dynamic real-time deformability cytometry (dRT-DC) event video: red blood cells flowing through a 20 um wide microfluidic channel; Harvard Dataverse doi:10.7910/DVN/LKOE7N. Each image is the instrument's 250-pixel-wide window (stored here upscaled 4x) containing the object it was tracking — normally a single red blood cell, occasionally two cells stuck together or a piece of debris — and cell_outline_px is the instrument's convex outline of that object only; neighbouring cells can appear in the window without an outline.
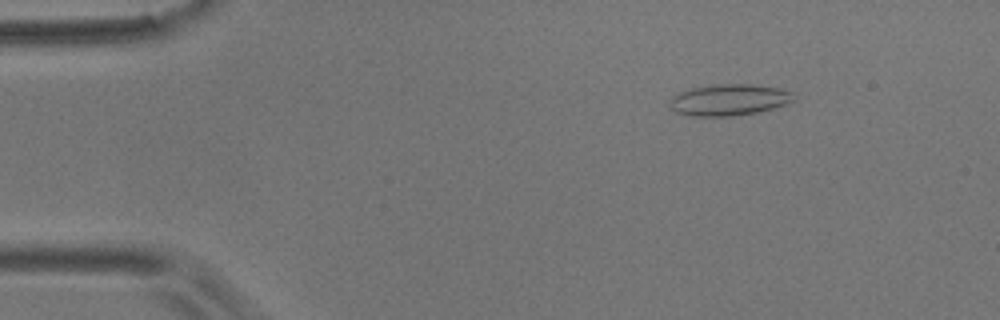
{"species": "common noctule bat (a hibernating species)", "species_latin": "Nyctalus noctula", "temperature_condition": "room temperature", "stored_images_in_passage": 4, "camera_frame_rate_fps": 3000, "um_per_image_px": 0.085, "animal": {"sex": "male", "body_mass_g": 17.9}, "frame": {"image": 1, "passage_image": 3, "time_ms": 0.667, "image_size_px": [1000, 320], "cell_outline_px": [[796, 100], [788, 104], [756, 112], [732, 116], [688, 116], [676, 112], [668, 104], [668, 100], [672, 96], [680, 92], [692, 88], [716, 84], [752, 84], [780, 88], [792, 92]], "centroid_in_image_um": [61.96, 8.48], "position_along_channel_um": 23.0, "area_um2": 22.83}}